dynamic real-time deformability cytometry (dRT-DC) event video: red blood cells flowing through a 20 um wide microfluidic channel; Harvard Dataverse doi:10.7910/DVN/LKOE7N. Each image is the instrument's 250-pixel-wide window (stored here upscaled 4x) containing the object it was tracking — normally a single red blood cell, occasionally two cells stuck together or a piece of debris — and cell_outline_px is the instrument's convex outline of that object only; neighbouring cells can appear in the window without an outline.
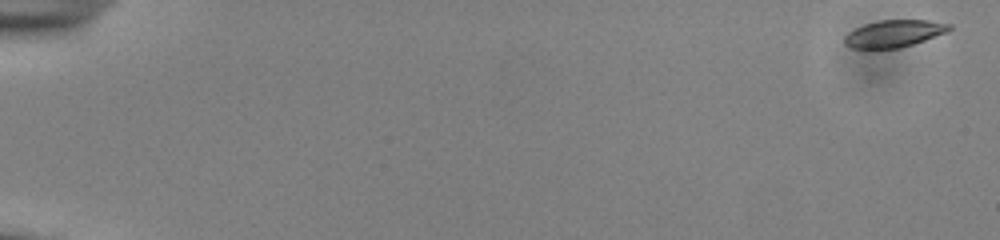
{"species": "common noctule bat (a hibernating species)", "species_latin": "Nyctalus noctula", "temperature_condition": "cold", "stored_images_in_passage": 55, "camera_frame_rate_fps": 3000, "um_per_image_px": 0.085, "animal": {"sex": "male", "body_mass_g": 13.0, "forearm_length_mm": 53.1}, "frame": {"image": 1, "passage_image": 1, "time_ms": 0.0, "image_size_px": [1000, 240], "cell_outline_px": [[952, 28], [948, 32], [900, 48], [852, 48], [844, 44], [844, 36], [848, 32], [864, 24], [880, 20], [928, 20], [952, 24]], "centroid_in_image_um": [76.0, 2.84], "position_along_channel_um": 9.0, "area_um2": 16.53}}
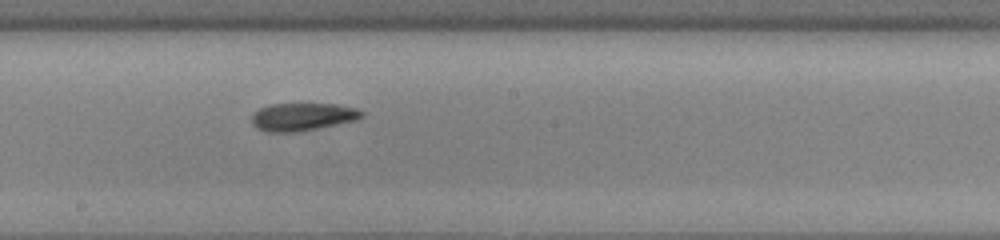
{"frame": {"image": 2, "passage_image": 32, "time_ms": 10.333, "image_size_px": [1000, 240], "cell_outline_px": [[364, 116], [356, 120], [296, 132], [264, 132], [256, 128], [252, 124], [252, 116], [260, 108], [272, 104], [336, 104], [356, 108], [364, 112]], "centroid_in_image_um": [25.71, 9.93], "position_along_channel_um": 222.5, "area_um2": 17.69}}
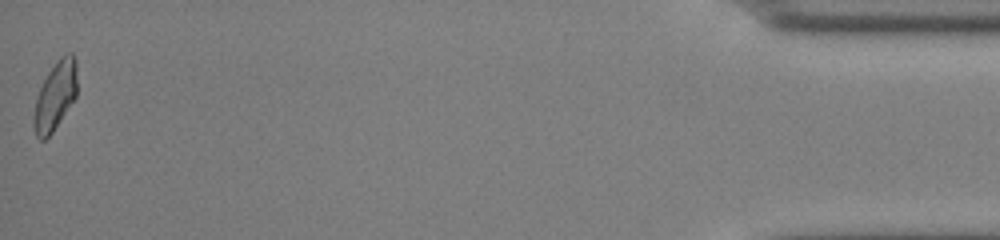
{"frame": {"image": 3, "passage_image": 55, "time_ms": 18.0, "image_size_px": [1000, 240], "cell_outline_px": [[76, 96], [52, 132], [44, 140], [40, 140], [36, 136], [32, 124], [32, 120], [36, 96], [48, 72], [60, 56], [68, 52], [72, 52], [76, 60]], "centroid_in_image_um": [4.67, 8.14], "position_along_channel_um": 430.5, "area_um2": 17.22}, "authors_computed_cell_mechanics": {"area_um2": 17.5134, "velocity_mm_per_s": 3.8161, "shape_relaxation_time_tau1_ms": 5.7817, "shape_relaxation_time_tau2_ms": 3.7654, "deformation_change_tau1": 0.136, "deformation_change_tau2": 0.108}}